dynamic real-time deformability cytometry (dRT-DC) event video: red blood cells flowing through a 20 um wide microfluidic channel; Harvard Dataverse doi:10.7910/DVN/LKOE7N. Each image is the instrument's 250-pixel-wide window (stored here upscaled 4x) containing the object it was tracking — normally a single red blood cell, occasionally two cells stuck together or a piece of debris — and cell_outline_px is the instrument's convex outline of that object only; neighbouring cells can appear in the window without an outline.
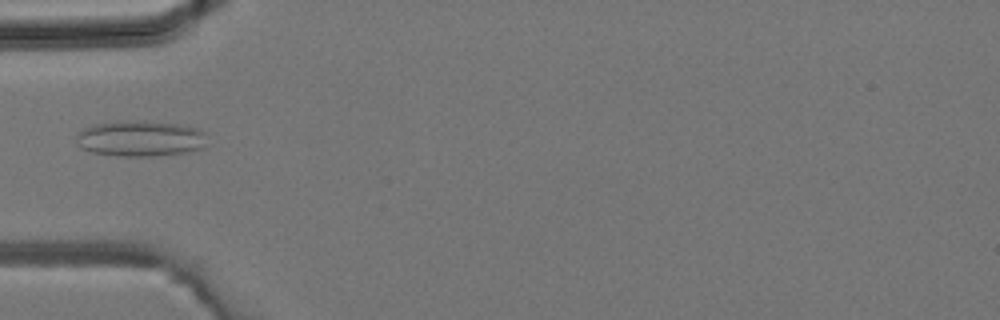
{"species": "common noctule bat (a hibernating species)", "species_latin": "Nyctalus noctula", "temperature_condition": "room temperature", "stored_images_in_passage": 3, "camera_frame_rate_fps": 3000, "um_per_image_px": 0.085, "animal": {"sex": "male", "body_mass_g": 19.2, "forearm_length_mm": 51.8}, "frame": {"image": 1, "passage_image": 3, "time_ms": 0.667, "image_size_px": [1000, 320], "cell_outline_px": [[208, 132], [204, 148], [184, 152], [156, 156], [116, 156], [92, 152], [80, 148], [76, 140], [76, 132], [84, 128], [96, 124], [116, 120], [128, 120], [176, 124], [200, 128]], "centroid_in_image_um": [11.93, 11.77], "position_along_channel_um": 73.1, "area_um2": 27.69}}